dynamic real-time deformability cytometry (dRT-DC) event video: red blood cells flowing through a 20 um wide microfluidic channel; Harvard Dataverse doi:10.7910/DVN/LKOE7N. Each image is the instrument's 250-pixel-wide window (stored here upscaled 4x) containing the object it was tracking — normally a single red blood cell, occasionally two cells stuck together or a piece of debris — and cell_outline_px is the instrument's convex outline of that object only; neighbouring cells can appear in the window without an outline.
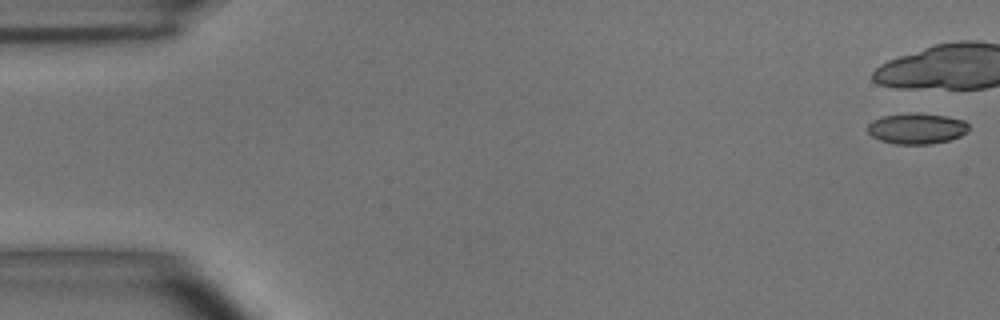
{"species": "common noctule bat (a hibernating species)", "species_latin": "Nyctalus noctula", "temperature_condition": "room temperature", "stored_images_in_passage": 5, "camera_frame_rate_fps": 3000, "um_per_image_px": 0.085, "animal": {"sex": "male", "body_mass_g": 15.6}, "frame": {"image": 1, "passage_image": 1, "time_ms": 0.0, "image_size_px": [1000, 320], "cell_outline_px": [[968, 132], [960, 136], [948, 140], [932, 144], [896, 144], [880, 140], [872, 136], [868, 132], [868, 124], [872, 120], [884, 116], [912, 112], [916, 112], [948, 116], [964, 120], [968, 124]], "centroid_in_image_um": [77.94, 10.91], "position_along_channel_um": 7.1, "area_um2": 18.26}}